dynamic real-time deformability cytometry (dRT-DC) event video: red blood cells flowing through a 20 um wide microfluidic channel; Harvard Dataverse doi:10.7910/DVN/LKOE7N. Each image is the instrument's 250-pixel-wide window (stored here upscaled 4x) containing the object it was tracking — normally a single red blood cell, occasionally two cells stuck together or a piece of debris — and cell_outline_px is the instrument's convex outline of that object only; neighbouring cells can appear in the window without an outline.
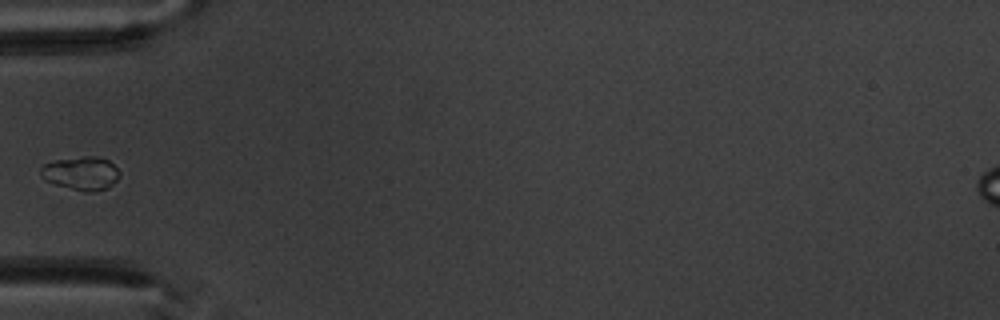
{"species": "common noctule bat (a hibernating species)", "species_latin": "Nyctalus noctula", "temperature_condition": "warm", "stored_images_in_passage": 4, "camera_frame_rate_fps": 3000, "um_per_image_px": 0.085, "animal": {"sex": "male", "body_mass_g": 20.1, "forearm_length_mm": 53.5}, "frame": {"image": 1, "passage_image": 4, "time_ms": 4.333, "image_size_px": [1000, 320], "cell_outline_px": [[120, 176], [108, 188], [92, 192], [84, 192], [56, 184], [44, 180], [40, 176], [40, 168], [44, 164], [52, 160], [84, 156], [96, 156], [108, 160], [120, 172]], "centroid_in_image_um": [6.87, 14.72], "position_along_channel_um": 78.1, "area_um2": 15.49}}